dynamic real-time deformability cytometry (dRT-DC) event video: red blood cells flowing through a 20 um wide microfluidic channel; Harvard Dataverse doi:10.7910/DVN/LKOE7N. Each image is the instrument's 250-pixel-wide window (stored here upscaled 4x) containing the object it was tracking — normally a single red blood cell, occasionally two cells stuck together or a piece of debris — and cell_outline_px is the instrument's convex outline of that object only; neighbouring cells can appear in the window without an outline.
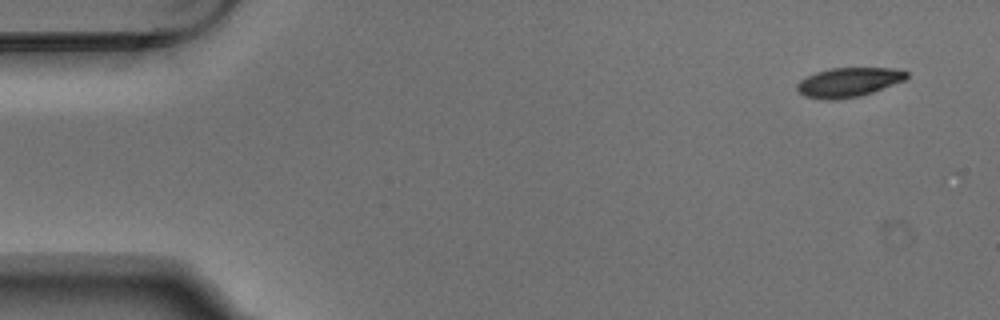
{"species": "Egyptian fruit bat (a non-hibernating species)", "species_latin": "Rousettus aegyptiacus", "temperature_condition": "warm", "stored_images_in_passage": 7, "camera_frame_rate_fps": 3000, "um_per_image_px": 0.085, "animal": {"sex": "male"}, "frame": {"image": 1, "passage_image": 1, "time_ms": 0.0, "image_size_px": [1000, 320], "cell_outline_px": [[908, 76], [904, 80], [872, 92], [860, 96], [836, 100], [828, 100], [804, 96], [796, 88], [796, 84], [800, 80], [816, 72], [832, 68], [896, 68], [908, 72]], "centroid_in_image_um": [72.12, 6.99], "position_along_channel_um": 12.9, "area_um2": 18.61}}
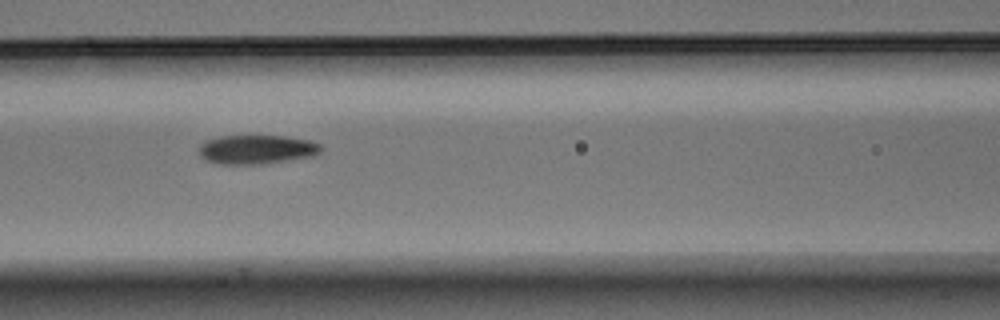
{"frame": {"image": 2, "passage_image": 6, "time_ms": 1.667, "image_size_px": [1000, 320], "cell_outline_px": [[324, 148], [320, 152], [312, 156], [260, 164], [220, 164], [208, 160], [200, 156], [200, 144], [204, 140], [220, 136], [284, 136], [308, 140], [320, 144]], "centroid_in_image_um": [21.81, 12.69], "position_along_channel_um": 144.8, "area_um2": 20.52}}
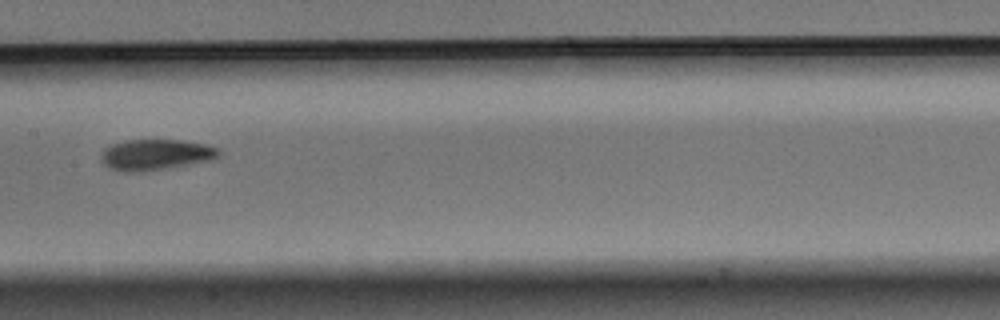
{"frame": {"image": 3, "passage_image": 7, "time_ms": 2.0, "image_size_px": [1000, 320], "cell_outline_px": [[220, 156], [216, 160], [144, 172], [124, 172], [108, 168], [100, 160], [100, 156], [104, 148], [112, 144], [124, 140], [180, 140], [204, 144], [216, 148], [220, 152]], "centroid_in_image_um": [13.22, 13.16], "position_along_channel_um": 194.2, "area_um2": 21.5}}